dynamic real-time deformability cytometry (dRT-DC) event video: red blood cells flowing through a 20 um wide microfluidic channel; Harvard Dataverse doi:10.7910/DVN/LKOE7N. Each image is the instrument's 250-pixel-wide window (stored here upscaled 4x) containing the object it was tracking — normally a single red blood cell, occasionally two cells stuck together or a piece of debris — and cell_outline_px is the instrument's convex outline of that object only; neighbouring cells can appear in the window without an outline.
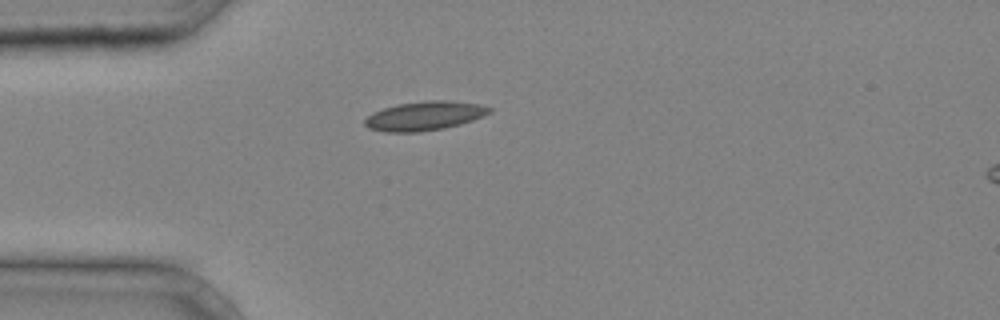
{"species": "common noctule bat (a hibernating species)", "species_latin": "Nyctalus noctula", "temperature_condition": "cold", "stored_images_in_passage": 27, "camera_frame_rate_fps": 3000, "um_per_image_px": 0.085, "animal": {"sex": "male", "body_mass_g": 20.4}, "frame": {"image": 1, "passage_image": 1, "time_ms": 0.0, "image_size_px": [1000, 320], "cell_outline_px": [[492, 112], [484, 116], [460, 124], [444, 128], [420, 132], [384, 132], [368, 128], [364, 124], [364, 120], [372, 112], [396, 104], [424, 100], [448, 100], [480, 104], [492, 108]], "centroid_in_image_um": [36.08, 9.84], "position_along_channel_um": 48.9, "area_um2": 21.33}}
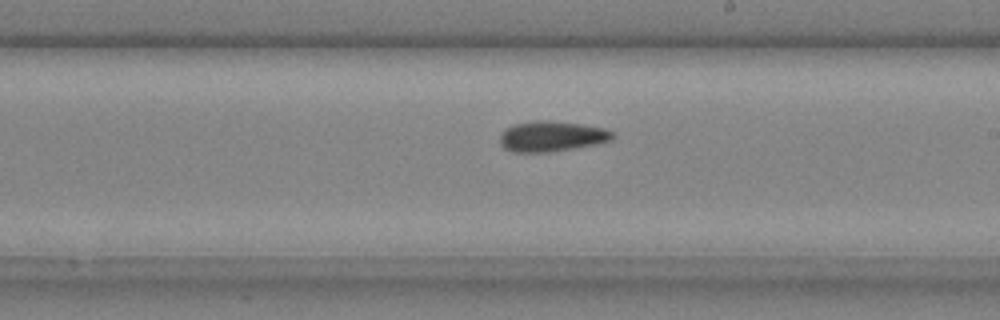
{"frame": {"image": 2, "passage_image": 14, "time_ms": 4.333, "image_size_px": [1000, 320], "cell_outline_px": [[616, 136], [612, 140], [572, 148], [548, 152], [512, 152], [504, 148], [500, 144], [500, 136], [508, 128], [516, 124], [540, 120], [544, 120], [580, 124], [604, 128], [612, 132]], "centroid_in_image_um": [46.89, 11.59], "position_along_channel_um": 242.1, "area_um2": 19.54}}
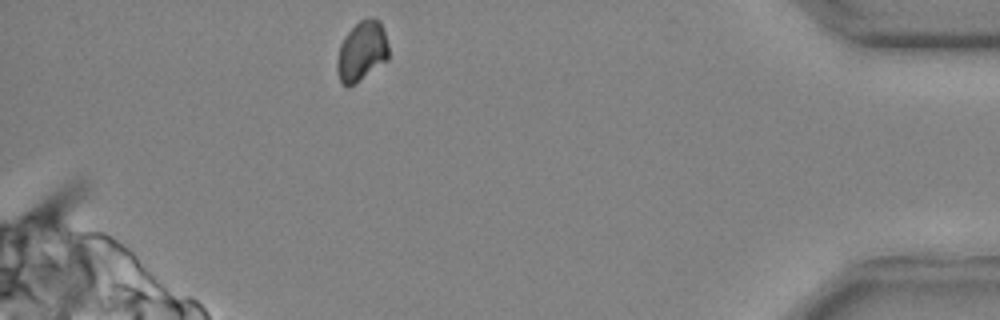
{"frame": {"image": 3, "passage_image": 27, "time_ms": 8.667, "image_size_px": [1000, 320], "cell_outline_px": [[388, 60], [348, 88], [340, 84], [336, 68], [336, 64], [340, 44], [344, 36], [360, 20], [368, 16], [376, 16], [380, 20], [388, 44]], "centroid_in_image_um": [30.74, 4.34], "position_along_channel_um": 404.5, "area_um2": 18.26}}